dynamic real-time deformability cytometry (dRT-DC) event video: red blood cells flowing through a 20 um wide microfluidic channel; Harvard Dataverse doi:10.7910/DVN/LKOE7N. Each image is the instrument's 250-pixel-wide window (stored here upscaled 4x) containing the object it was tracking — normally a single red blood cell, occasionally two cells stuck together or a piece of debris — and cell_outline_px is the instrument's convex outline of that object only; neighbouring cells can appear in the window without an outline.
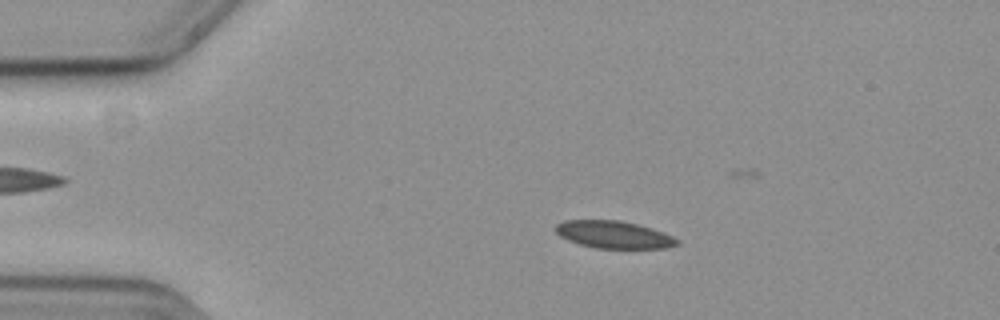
{"species": "common noctule bat (a hibernating species)", "species_latin": "Nyctalus noctula", "temperature_condition": "cold", "stored_images_in_passage": 46, "camera_frame_rate_fps": 3000, "um_per_image_px": 0.085, "animal": {"sex": "female", "body_mass_g": 19.3, "forearm_length_mm": 54.1}, "frame": {"image": 1, "passage_image": 7, "time_ms": 2.0, "image_size_px": [1000, 320], "cell_outline_px": [[680, 244], [668, 248], [596, 248], [580, 244], [568, 240], [560, 236], [552, 228], [556, 224], [564, 220], [620, 220], [652, 228], [664, 232], [680, 240]], "centroid_in_image_um": [52.17, 19.94], "position_along_channel_um": 32.8, "area_um2": 19.54}}
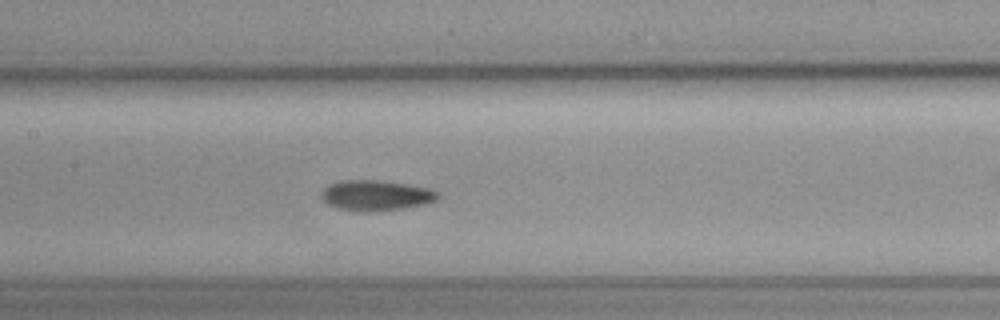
{"frame": {"image": 2, "passage_image": 23, "time_ms": 7.333, "image_size_px": [1000, 320], "cell_outline_px": [[440, 196], [436, 200], [424, 204], [404, 208], [376, 212], [360, 212], [340, 208], [328, 204], [320, 196], [320, 192], [328, 184], [340, 180], [380, 180], [408, 184], [428, 188], [440, 192]], "centroid_in_image_um": [31.96, 16.61], "position_along_channel_um": 175.4, "area_um2": 20.92}}
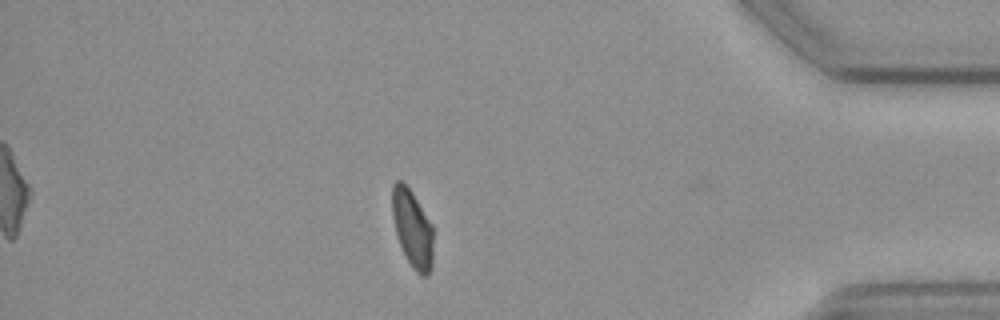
{"frame": {"image": 3, "passage_image": 45, "time_ms": 14.667, "image_size_px": [1000, 320], "cell_outline_px": [[432, 268], [428, 276], [420, 276], [416, 272], [408, 260], [400, 244], [396, 232], [392, 216], [392, 184], [396, 180], [400, 180], [412, 192], [432, 224]], "centroid_in_image_um": [35.05, 19.43], "position_along_channel_um": 400.1, "area_um2": 18.38}, "authors_computed_cell_mechanics": {"area_um2": 19.9988, "velocity_mm_per_s": 3.6153, "shape_relaxation_time_tau1_ms": 7.2518, "shape_relaxation_time_tau2_ms": 8.5682, "deformation_change_tau1": 0.1287, "deformation_change_tau2": 0.1034}}